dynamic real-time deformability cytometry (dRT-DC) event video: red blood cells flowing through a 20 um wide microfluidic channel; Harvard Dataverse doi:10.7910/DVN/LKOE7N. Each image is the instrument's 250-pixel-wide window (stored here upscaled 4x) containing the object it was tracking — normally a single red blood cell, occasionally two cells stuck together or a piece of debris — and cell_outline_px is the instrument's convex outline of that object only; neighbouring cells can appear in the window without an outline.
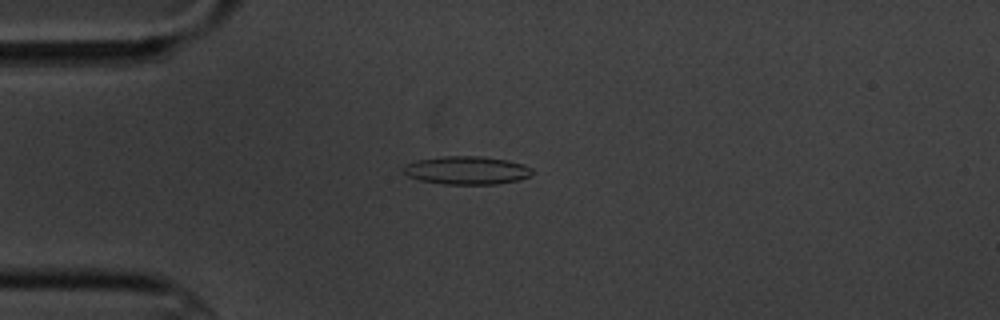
{"species": "common noctule bat (a hibernating species)", "species_latin": "Nyctalus noctula", "temperature_condition": "cold", "stored_images_in_passage": 6, "camera_frame_rate_fps": 3000, "um_per_image_px": 0.085, "animal": {"sex": "male", "body_mass_g": 20.1, "forearm_length_mm": 53.5}, "frame": {"image": 1, "passage_image": 6, "time_ms": 6.667, "image_size_px": [1000, 320], "cell_outline_px": [[536, 172], [532, 176], [520, 180], [496, 184], [444, 184], [420, 180], [408, 176], [404, 172], [404, 168], [408, 164], [416, 160], [444, 156], [480, 156], [508, 160], [524, 164], [532, 168]], "centroid_in_image_um": [39.76, 14.48], "position_along_channel_um": 45.2, "area_um2": 21.27}}